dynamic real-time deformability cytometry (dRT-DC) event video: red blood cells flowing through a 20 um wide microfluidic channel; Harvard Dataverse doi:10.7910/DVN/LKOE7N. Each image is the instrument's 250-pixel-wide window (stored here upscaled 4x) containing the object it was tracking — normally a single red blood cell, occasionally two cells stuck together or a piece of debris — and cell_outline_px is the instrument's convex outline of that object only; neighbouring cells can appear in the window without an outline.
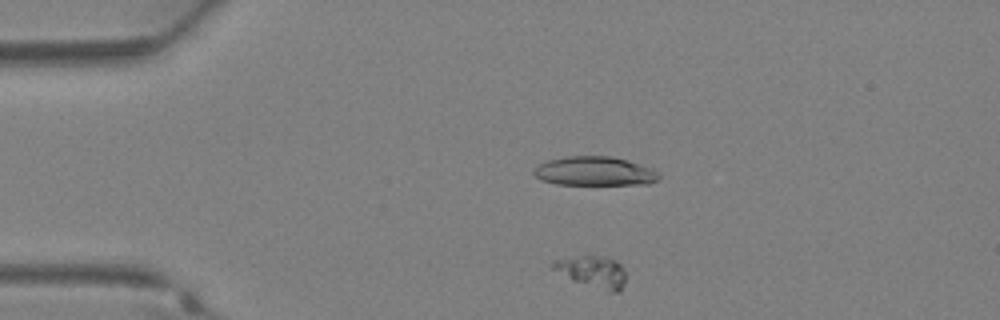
{"species": "Egyptian fruit bat (a non-hibernating species)", "species_latin": "Rousettus aegyptiacus", "temperature_condition": "warm", "stored_images_in_passage": 35, "camera_frame_rate_fps": 3000, "um_per_image_px": 0.085, "animal": {"sex": "female"}, "frame": {"image": 1, "passage_image": 5, "time_ms": 1.333, "image_size_px": [1000, 320], "cell_outline_px": [[624, 284], [620, 292], [608, 292], [572, 280], [552, 268], [548, 264], [552, 260], [580, 256], [596, 256], [616, 260], [620, 264], [624, 272]], "centroid_in_image_um": [50.34, 23.1], "position_along_channel_um": 34.7, "area_um2": 13.35}}
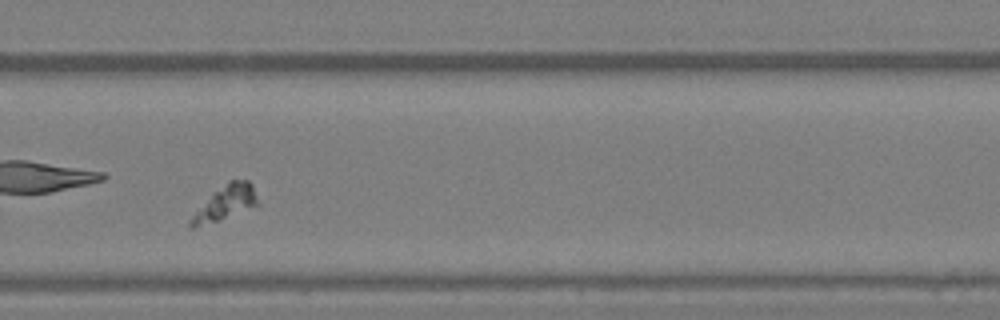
{"frame": {"image": 2, "passage_image": 23, "time_ms": 7.333, "image_size_px": [1000, 320], "cell_outline_px": [[260, 204], [220, 220], [192, 228], [188, 224], [188, 220], [212, 192], [228, 180], [248, 180], [252, 184]], "centroid_in_image_um": [19.15, 17.23], "position_along_channel_um": 310.6, "area_um2": 13.41}}
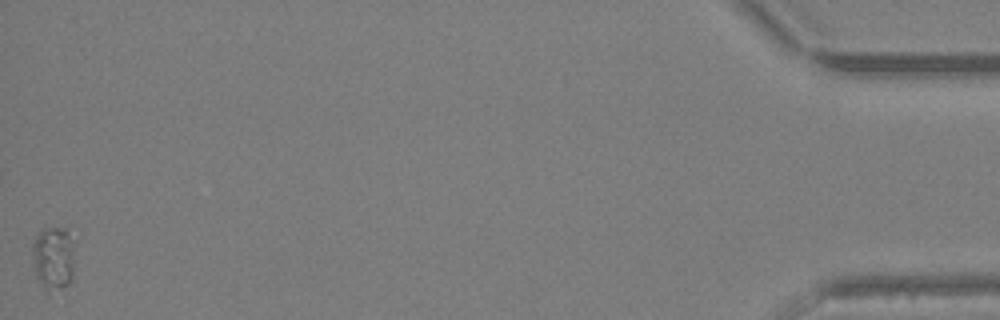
{"frame": {"image": 3, "passage_image": 35, "time_ms": 11.333, "image_size_px": [1000, 320], "cell_outline_px": [[72, 280], [68, 284], [60, 288], [44, 288], [36, 276], [32, 252], [32, 244], [40, 228], [64, 228], [72, 240]], "centroid_in_image_um": [4.5, 21.88], "position_along_channel_um": 430.7, "area_um2": 15.2}}